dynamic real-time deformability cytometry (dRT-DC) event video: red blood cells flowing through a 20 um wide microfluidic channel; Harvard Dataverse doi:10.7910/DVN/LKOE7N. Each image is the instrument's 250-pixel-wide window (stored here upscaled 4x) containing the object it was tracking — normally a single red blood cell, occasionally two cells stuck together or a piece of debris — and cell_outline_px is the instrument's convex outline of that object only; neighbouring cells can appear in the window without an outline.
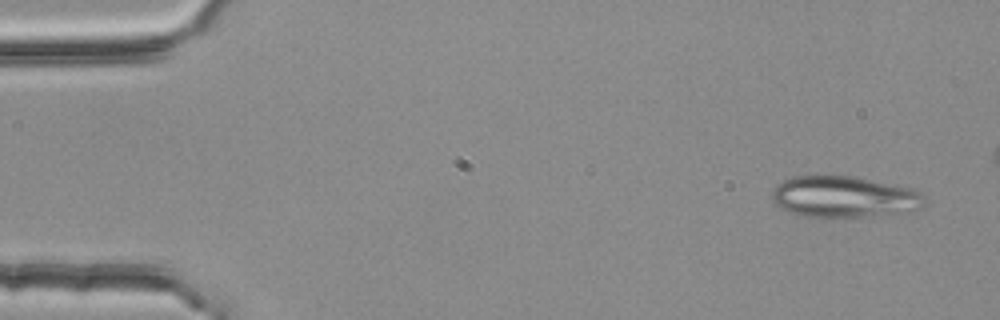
{"species": "common noctule bat (a hibernating species)", "species_latin": "Nyctalus noctula", "temperature_condition": "room temperature", "stored_images_in_passage": 4, "camera_frame_rate_fps": 3000, "um_per_image_px": 0.085, "animal": {"sex": "female", "body_mass_g": 25.1}, "frame": {"image": 1, "passage_image": 1, "time_ms": 0.0, "image_size_px": [1000, 320], "cell_outline_px": [[924, 204], [920, 208], [912, 212], [868, 216], [804, 216], [792, 212], [776, 204], [772, 200], [772, 192], [776, 184], [792, 176], [852, 176], [908, 188], [920, 192], [924, 196]], "centroid_in_image_um": [71.75, 16.73], "position_along_channel_um": 13.2, "area_um2": 36.18}}